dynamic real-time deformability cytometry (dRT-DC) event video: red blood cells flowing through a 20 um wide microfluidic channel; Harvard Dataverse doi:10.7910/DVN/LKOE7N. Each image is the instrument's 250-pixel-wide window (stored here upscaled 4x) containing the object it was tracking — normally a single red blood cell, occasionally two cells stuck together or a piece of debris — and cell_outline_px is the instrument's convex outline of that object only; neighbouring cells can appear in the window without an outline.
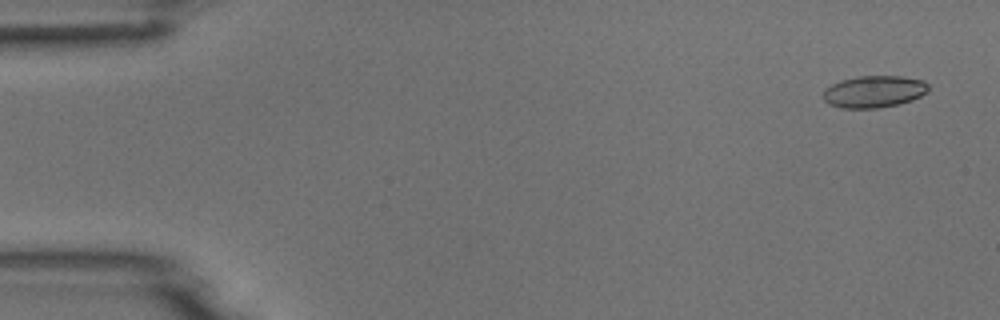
{"species": "common noctule bat (a hibernating species)", "species_latin": "Nyctalus noctula", "temperature_condition": "room temperature", "stored_images_in_passage": 14, "camera_frame_rate_fps": 3000, "um_per_image_px": 0.085, "animal": {"sex": "male", "body_mass_g": 18.8}, "frame": {"image": 1, "passage_image": 3, "time_ms": 0.667, "image_size_px": [1000, 320], "cell_outline_px": [[928, 92], [912, 100], [896, 104], [876, 108], [840, 108], [828, 104], [824, 100], [824, 88], [840, 80], [856, 76], [900, 76], [924, 80], [928, 84]], "centroid_in_image_um": [74.27, 7.78], "position_along_channel_um": 10.7, "area_um2": 19.65}}